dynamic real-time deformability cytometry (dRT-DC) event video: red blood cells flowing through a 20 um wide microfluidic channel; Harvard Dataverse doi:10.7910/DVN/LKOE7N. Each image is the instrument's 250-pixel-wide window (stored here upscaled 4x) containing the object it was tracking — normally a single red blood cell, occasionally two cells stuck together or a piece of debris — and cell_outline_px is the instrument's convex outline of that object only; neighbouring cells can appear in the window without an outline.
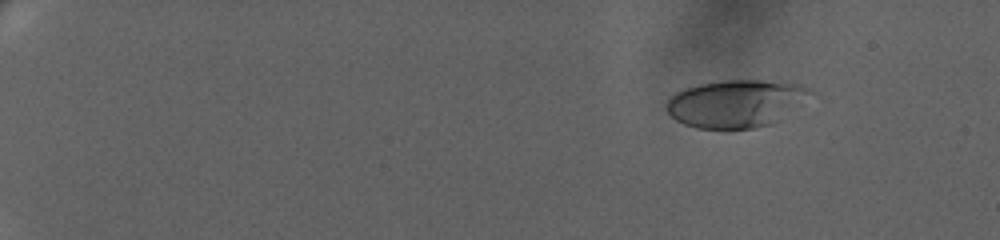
{"species": "human", "species_latin": "Homo sapiens", "temperature_condition": "warm", "stored_images_in_passage": 69, "camera_frame_rate_fps": 3000, "um_per_image_px": 0.085, "donor": {"sex": "female"}, "frame": {"image": 1, "passage_image": 10, "time_ms": 3.0, "image_size_px": [1000, 240], "cell_outline_px": [[820, 96], [772, 124], [752, 128], [728, 132], [696, 128], [684, 124], [676, 120], [668, 112], [664, 104], [668, 96], [676, 92], [700, 84], [724, 80], [760, 80], [804, 84], [812, 88]], "centroid_in_image_um": [62.69, 8.82], "position_along_channel_um": 22.3, "area_um2": 41.79}}
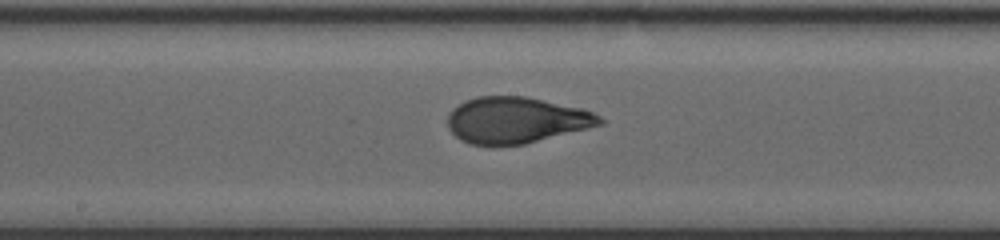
{"frame": {"image": 2, "passage_image": 42, "time_ms": 13.667, "image_size_px": [1000, 240], "cell_outline_px": [[604, 124], [524, 144], [472, 144], [460, 140], [448, 128], [448, 112], [452, 108], [464, 100], [476, 96], [524, 96], [580, 108], [592, 112], [600, 116], [604, 120]], "centroid_in_image_um": [43.85, 10.19], "position_along_channel_um": 204.4, "area_um2": 40.69}}
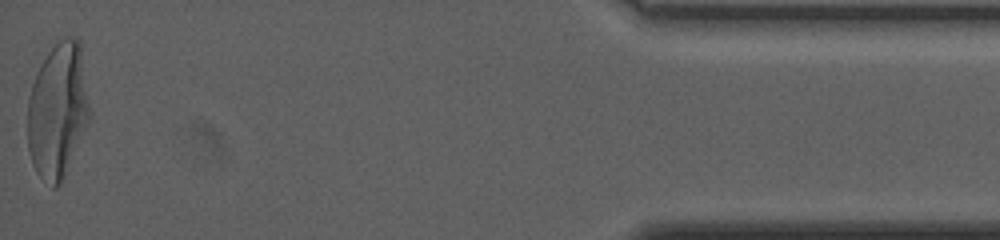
{"frame": {"image": 3, "passage_image": 69, "time_ms": 22.667, "image_size_px": [1000, 240], "cell_outline_px": [[92, 112], [88, 124], [64, 176], [60, 184], [56, 188], [52, 188], [36, 172], [32, 164], [28, 148], [28, 96], [36, 72], [40, 64], [48, 52], [64, 36], [76, 36], [80, 40]], "centroid_in_image_um": [4.94, 9.36], "position_along_channel_um": 430.3, "area_um2": 49.53}, "authors_computed_cell_mechanics": {"area_um2": 41.038, "velocity_mm_per_s": 3.2419, "shape_relaxation_time_tau1_ms": 5.7879, "shape_relaxation_time_tau2_ms": null, "deformation_change_tau1": 0.2379, "deformation_change_tau2": null}}